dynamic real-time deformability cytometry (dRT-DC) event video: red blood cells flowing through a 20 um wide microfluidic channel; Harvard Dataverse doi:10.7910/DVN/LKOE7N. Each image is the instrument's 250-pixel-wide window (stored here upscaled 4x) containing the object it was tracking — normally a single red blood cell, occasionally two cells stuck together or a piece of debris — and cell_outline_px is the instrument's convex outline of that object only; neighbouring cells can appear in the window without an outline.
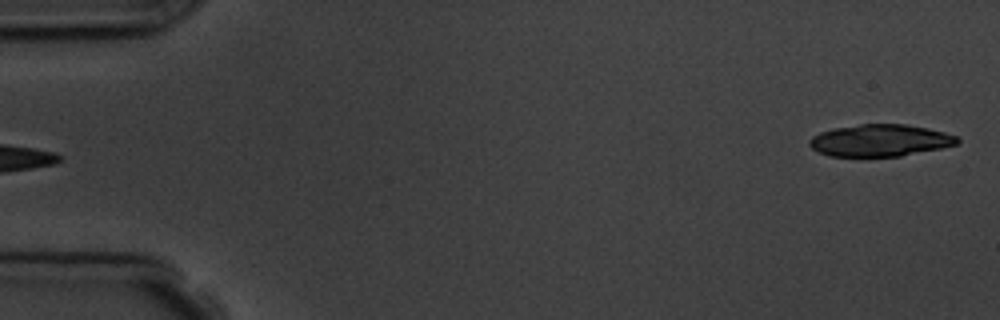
{"species": "common noctule bat (a hibernating species)", "species_latin": "Nyctalus noctula", "temperature_condition": "room temperature", "stored_images_in_passage": 5, "segment_of_instrument_passage": [2, 2], "camera_frame_rate_fps": 3000, "um_per_image_px": 0.085, "animal": {"sex": "male", "body_mass_g": 19.5, "forearm_length_mm": 54.6}, "frame": {"image": 1, "passage_image": 5, "time_ms": 5.333, "image_size_px": [1000, 320], "cell_outline_px": [[960, 140], [956, 144], [940, 148], [900, 156], [828, 156], [812, 148], [808, 144], [808, 140], [812, 136], [820, 132], [832, 128], [860, 124], [908, 124], [928, 128], [944, 132], [956, 136]], "centroid_in_image_um": [74.77, 11.92], "position_along_channel_um": 10.2, "area_um2": 27.51}}